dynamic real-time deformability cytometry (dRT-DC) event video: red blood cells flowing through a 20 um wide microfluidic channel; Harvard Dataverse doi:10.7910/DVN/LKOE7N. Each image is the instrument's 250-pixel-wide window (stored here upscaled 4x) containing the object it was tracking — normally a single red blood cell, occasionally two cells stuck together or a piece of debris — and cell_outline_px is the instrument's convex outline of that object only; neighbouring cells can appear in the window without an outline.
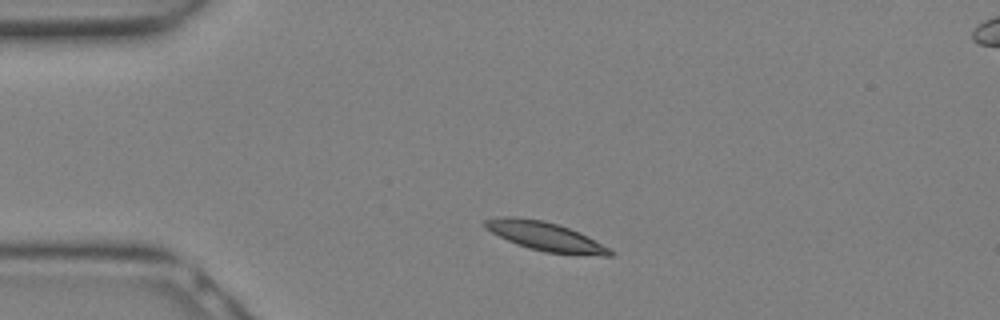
{"species": "Egyptian fruit bat (a non-hibernating species)", "species_latin": "Rousettus aegyptiacus", "temperature_condition": "warm", "stored_images_in_passage": 7, "camera_frame_rate_fps": 3000, "um_per_image_px": 0.085, "animal": {"sex": "female"}, "frame": {"image": 1, "passage_image": 3, "time_ms": 0.667, "image_size_px": [1000, 320], "cell_outline_px": [[612, 256], [604, 256], [544, 252], [528, 248], [516, 244], [484, 228], [480, 224], [484, 220], [496, 216], [512, 216], [544, 220], [580, 232], [588, 236], [608, 248], [612, 252]], "centroid_in_image_um": [46.27, 20.07], "position_along_channel_um": 38.7, "area_um2": 21.04}}
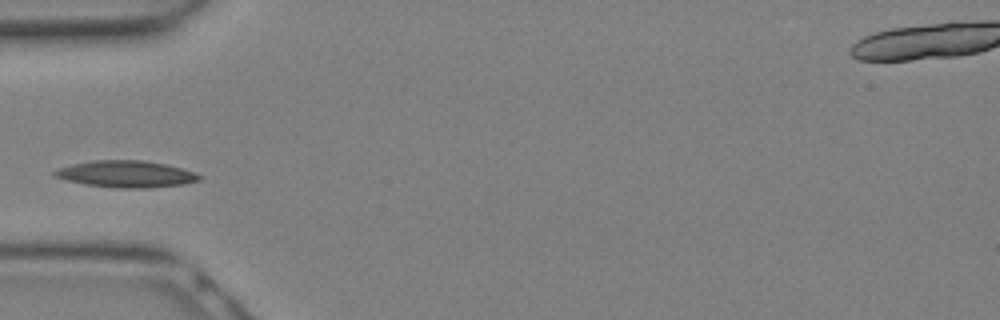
{"frame": {"image": 2, "passage_image": 6, "time_ms": 1.667, "image_size_px": [1000, 320], "cell_outline_px": [[200, 180], [184, 184], [144, 188], [116, 188], [88, 184], [68, 180], [52, 176], [52, 172], [60, 168], [72, 164], [92, 160], [144, 160], [164, 164], [196, 172], [200, 176]], "centroid_in_image_um": [10.72, 14.79], "position_along_channel_um": 74.3, "area_um2": 22.31}}